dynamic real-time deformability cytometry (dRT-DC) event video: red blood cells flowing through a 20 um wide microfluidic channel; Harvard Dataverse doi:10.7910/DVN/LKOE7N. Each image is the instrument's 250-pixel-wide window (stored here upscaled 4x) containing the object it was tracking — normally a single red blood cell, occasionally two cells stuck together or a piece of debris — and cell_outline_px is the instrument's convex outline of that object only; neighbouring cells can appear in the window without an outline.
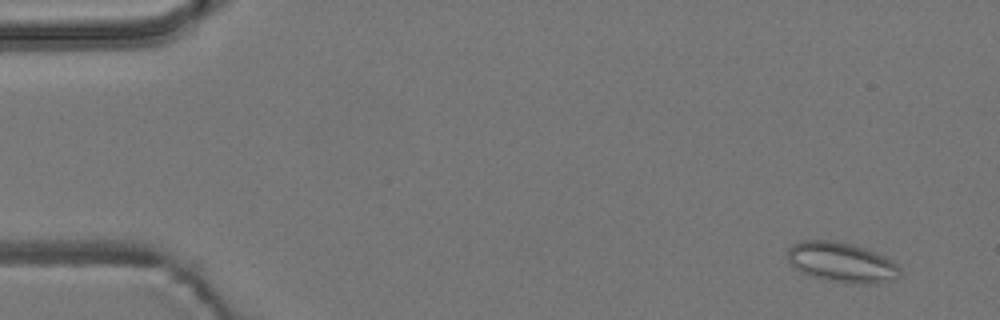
{"species": "common noctule bat (a hibernating species)", "species_latin": "Nyctalus noctula", "temperature_condition": "room temperature", "stored_images_in_passage": 4, "camera_frame_rate_fps": 3000, "um_per_image_px": 0.085, "animal": {"sex": "male", "body_mass_g": 19.2, "forearm_length_mm": 51.8}, "frame": {"image": 1, "passage_image": 1, "time_ms": 0.0, "image_size_px": [1000, 320], "cell_outline_px": [[900, 276], [876, 284], [844, 284], [812, 276], [796, 268], [788, 260], [788, 248], [792, 244], [800, 240], [832, 240], [852, 244], [864, 248], [884, 256], [892, 260], [900, 268]], "centroid_in_image_um": [71.54, 22.3], "position_along_channel_um": 13.5, "area_um2": 26.18}}